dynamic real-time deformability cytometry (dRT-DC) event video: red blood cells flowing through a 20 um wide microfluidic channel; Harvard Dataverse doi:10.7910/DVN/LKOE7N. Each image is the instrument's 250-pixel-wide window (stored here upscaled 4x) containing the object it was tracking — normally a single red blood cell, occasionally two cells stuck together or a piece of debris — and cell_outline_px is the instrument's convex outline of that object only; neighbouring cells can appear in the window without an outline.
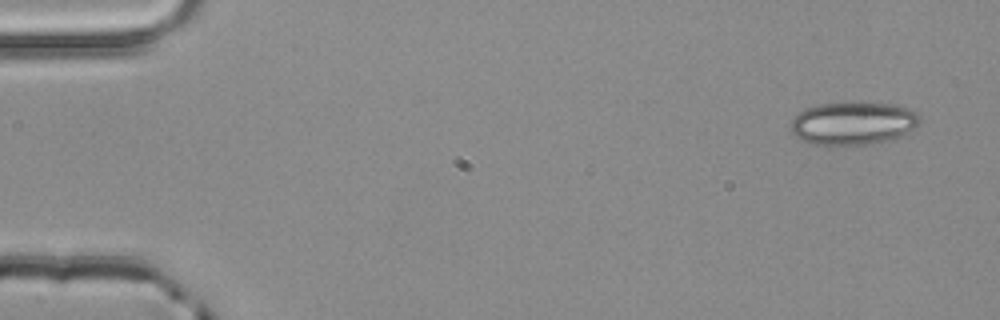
{"species": "common noctule bat (a hibernating species)", "species_latin": "Nyctalus noctula", "temperature_condition": "room temperature", "stored_images_in_passage": 3, "camera_frame_rate_fps": 3000, "um_per_image_px": 0.085, "animal": {"sex": "male", "body_mass_g": 20.4}, "frame": {"image": 1, "passage_image": 1, "time_ms": 0.0, "image_size_px": [1000, 320], "cell_outline_px": [[920, 124], [916, 128], [900, 136], [888, 140], [872, 144], [812, 144], [800, 140], [792, 132], [792, 120], [804, 108], [820, 104], [896, 104], [908, 108], [916, 112], [920, 116]], "centroid_in_image_um": [72.55, 10.49], "position_along_channel_um": 12.5, "area_um2": 31.79}}